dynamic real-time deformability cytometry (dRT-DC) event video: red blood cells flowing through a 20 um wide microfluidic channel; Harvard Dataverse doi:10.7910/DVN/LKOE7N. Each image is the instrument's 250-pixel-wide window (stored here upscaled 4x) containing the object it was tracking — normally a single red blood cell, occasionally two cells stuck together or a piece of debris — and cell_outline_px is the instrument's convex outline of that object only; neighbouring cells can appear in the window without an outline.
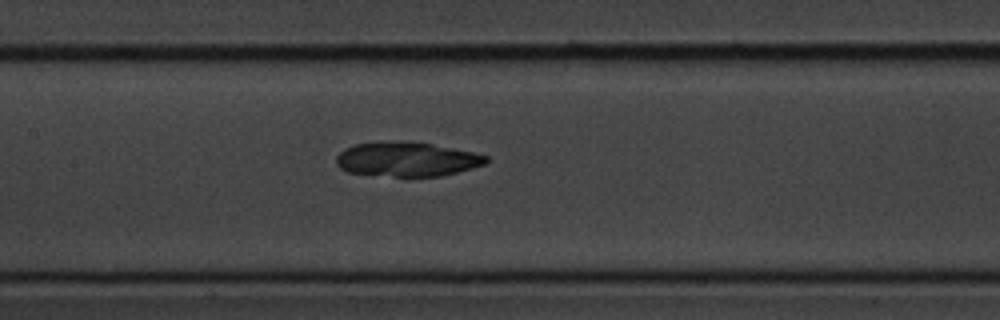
{"species": "common noctule bat (a hibernating species)", "species_latin": "Nyctalus noctula", "temperature_condition": "cold", "stored_images_in_passage": 55, "camera_frame_rate_fps": 3000, "um_per_image_px": 0.085, "animal": {"sex": "male", "body_mass_g": 20.1, "forearm_length_mm": 53.5}, "frame": {"image": 1, "passage_image": 26, "time_ms": 8.333, "image_size_px": [1000, 320], "cell_outline_px": [[488, 160], [484, 164], [472, 168], [440, 176], [392, 176], [348, 172], [340, 168], [336, 164], [336, 156], [344, 148], [356, 144], [400, 140], [432, 144], [476, 152], [488, 156]], "centroid_in_image_um": [34.59, 13.52], "position_along_channel_um": 172.8, "area_um2": 30.0}}
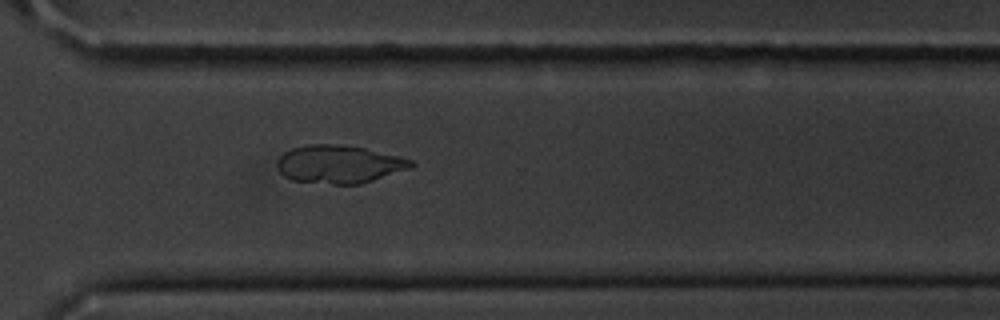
{"frame": {"image": 2, "passage_image": 40, "time_ms": 13.0, "image_size_px": [1000, 320], "cell_outline_px": [[416, 164], [412, 168], [360, 184], [332, 184], [292, 180], [284, 176], [280, 172], [276, 164], [280, 156], [284, 152], [292, 148], [308, 144], [336, 144], [364, 148], [400, 156], [412, 160]], "centroid_in_image_um": [28.84, 13.96], "position_along_channel_um": 341.8, "area_um2": 29.71}}
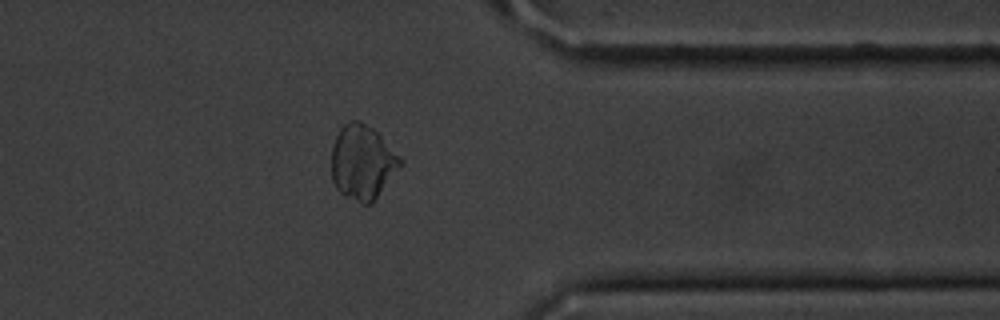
{"frame": {"image": 3, "passage_image": 44, "time_ms": 14.333, "image_size_px": [1000, 320], "cell_outline_px": [[404, 164], [372, 204], [360, 204], [344, 196], [336, 188], [332, 180], [332, 148], [336, 136], [340, 128], [348, 120], [360, 120], [372, 128], [400, 156]], "centroid_in_image_um": [30.82, 13.82], "position_along_channel_um": 380.6, "area_um2": 30.17}}